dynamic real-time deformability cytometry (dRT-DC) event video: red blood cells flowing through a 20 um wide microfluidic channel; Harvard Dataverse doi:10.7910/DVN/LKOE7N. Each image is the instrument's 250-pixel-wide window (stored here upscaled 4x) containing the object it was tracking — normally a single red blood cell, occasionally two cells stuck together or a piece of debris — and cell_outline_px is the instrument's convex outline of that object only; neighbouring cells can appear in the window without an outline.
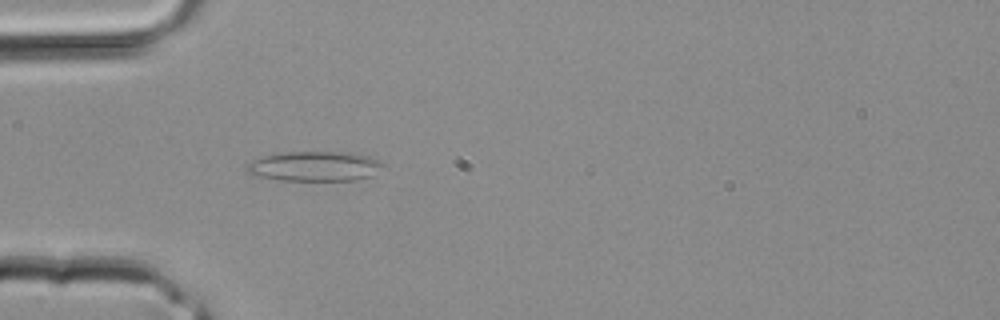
{"species": "common noctule bat (a hibernating species)", "species_latin": "Nyctalus noctula", "temperature_condition": "room temperature", "stored_images_in_passage": 3, "camera_frame_rate_fps": 3000, "um_per_image_px": 0.085, "animal": {"sex": "male", "body_mass_g": 20.4}, "frame": {"image": 1, "passage_image": 3, "time_ms": 0.667, "image_size_px": [1000, 320], "cell_outline_px": [[388, 164], [372, 176], [356, 180], [276, 180], [252, 176], [248, 172], [248, 164], [252, 160], [264, 156], [280, 152], [352, 152], [372, 156]], "centroid_in_image_um": [26.81, 14.13], "position_along_channel_um": 58.2, "area_um2": 24.16}}